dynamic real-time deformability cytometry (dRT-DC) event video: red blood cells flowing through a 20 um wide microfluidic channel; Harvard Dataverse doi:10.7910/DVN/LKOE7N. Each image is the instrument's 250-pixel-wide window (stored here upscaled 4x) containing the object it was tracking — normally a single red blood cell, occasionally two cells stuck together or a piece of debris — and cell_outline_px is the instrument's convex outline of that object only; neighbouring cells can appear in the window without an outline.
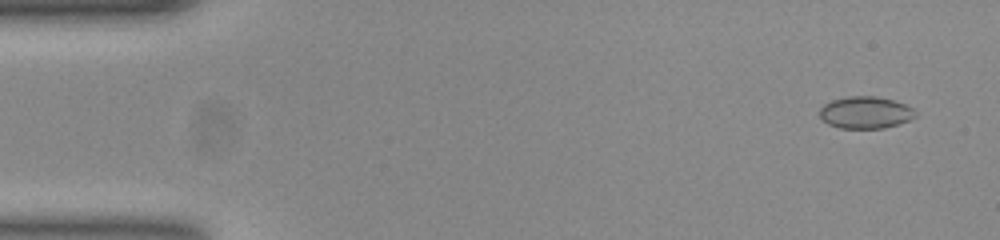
{"species": "common noctule bat (a hibernating species)", "species_latin": "Nyctalus noctula", "temperature_condition": "room temperature", "stored_images_in_passage": 51, "camera_frame_rate_fps": 3000, "um_per_image_px": 0.085, "animal": {"sex": "female", "body_mass_g": 23.0, "forearm_length_mm": 53.4}, "frame": {"image": 1, "passage_image": 2, "time_ms": 0.333, "image_size_px": [1000, 240], "cell_outline_px": [[916, 116], [908, 120], [884, 128], [840, 128], [828, 124], [820, 116], [820, 108], [824, 104], [832, 100], [848, 96], [876, 96], [892, 100], [904, 104], [912, 108], [916, 112]], "centroid_in_image_um": [73.55, 9.56], "position_along_channel_um": 11.5, "area_um2": 17.69}}
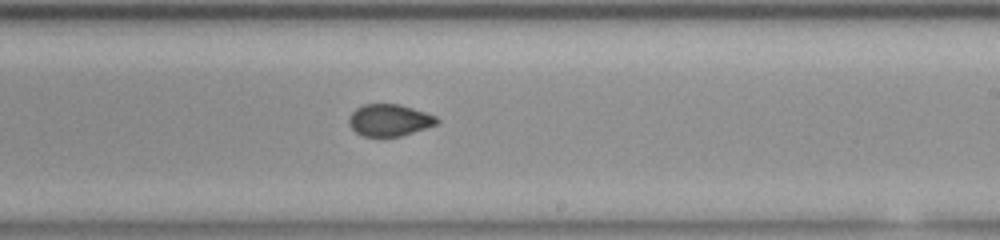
{"frame": {"image": 2, "passage_image": 30, "time_ms": 9.667, "image_size_px": [1000, 240], "cell_outline_px": [[440, 120], [436, 124], [400, 136], [364, 136], [356, 132], [348, 124], [348, 116], [356, 108], [364, 104], [400, 104], [436, 116]], "centroid_in_image_um": [33.06, 10.2], "position_along_channel_um": 255.9, "area_um2": 16.18}}
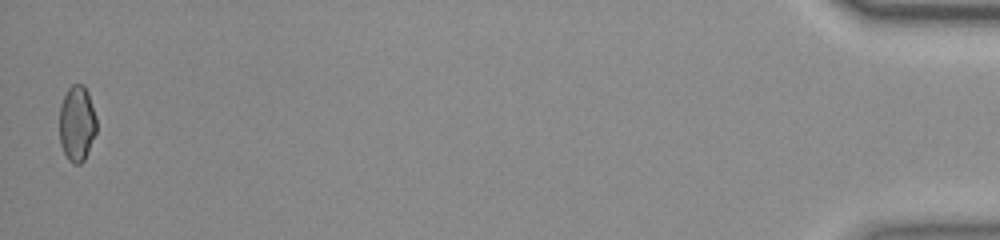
{"frame": {"image": 3, "passage_image": 51, "time_ms": 16.667, "image_size_px": [1000, 240], "cell_outline_px": [[96, 132], [88, 152], [84, 160], [80, 164], [72, 164], [68, 160], [60, 144], [60, 104], [68, 88], [72, 84], [84, 84], [88, 92], [96, 116]], "centroid_in_image_um": [6.54, 10.49], "position_along_channel_um": 428.7, "area_um2": 16.47}, "authors_computed_cell_mechanics": {"area_um2": 16.9354, "velocity_mm_per_s": 3.8727, "shape_relaxation_time_tau1_ms": null, "shape_relaxation_time_tau2_ms": 1.0905, "deformation_change_tau1": null, "deformation_change_tau2": 0.0498}}